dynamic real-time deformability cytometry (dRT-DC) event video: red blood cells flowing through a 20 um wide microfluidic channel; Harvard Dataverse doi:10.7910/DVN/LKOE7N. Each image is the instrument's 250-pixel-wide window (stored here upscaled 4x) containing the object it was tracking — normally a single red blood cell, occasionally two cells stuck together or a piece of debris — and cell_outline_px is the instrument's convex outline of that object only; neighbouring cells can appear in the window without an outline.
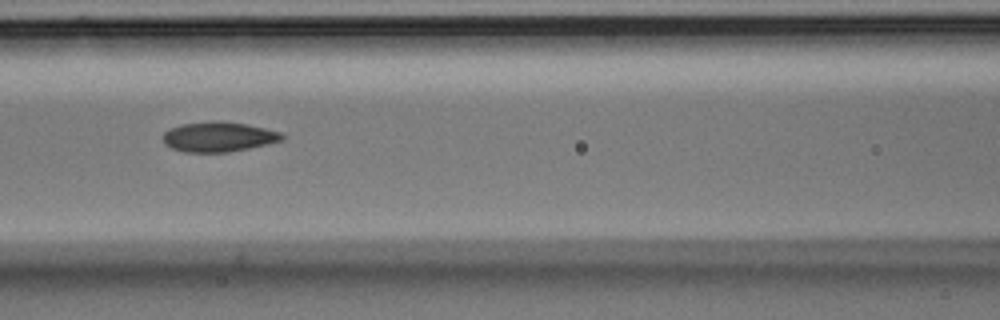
{"species": "Egyptian fruit bat (a non-hibernating species)", "species_latin": "Rousettus aegyptiacus", "temperature_condition": "room temperature", "stored_images_in_passage": 5, "camera_frame_rate_fps": 3000, "um_per_image_px": 0.085, "animal": {"sex": "male"}, "frame": {"image": 1, "passage_image": 3, "time_ms": 0.667, "image_size_px": [1000, 320], "cell_outline_px": [[284, 140], [268, 144], [228, 152], [184, 152], [172, 148], [164, 144], [164, 132], [180, 124], [216, 120], [220, 120], [248, 124], [280, 132], [284, 136]], "centroid_in_image_um": [18.59, 11.62], "position_along_channel_um": 148.0, "area_um2": 20.81}}
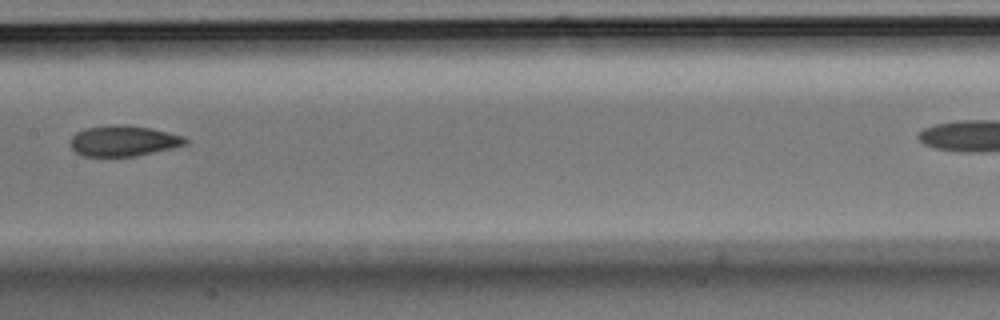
{"frame": {"image": 2, "passage_image": 4, "time_ms": 1.0, "image_size_px": [1000, 320], "cell_outline_px": [[188, 144], [172, 148], [136, 156], [84, 156], [76, 152], [72, 148], [72, 136], [76, 132], [84, 128], [112, 124], [128, 124], [148, 128], [184, 136], [188, 140]], "centroid_in_image_um": [10.5, 11.96], "position_along_channel_um": 196.9, "area_um2": 20.52}}